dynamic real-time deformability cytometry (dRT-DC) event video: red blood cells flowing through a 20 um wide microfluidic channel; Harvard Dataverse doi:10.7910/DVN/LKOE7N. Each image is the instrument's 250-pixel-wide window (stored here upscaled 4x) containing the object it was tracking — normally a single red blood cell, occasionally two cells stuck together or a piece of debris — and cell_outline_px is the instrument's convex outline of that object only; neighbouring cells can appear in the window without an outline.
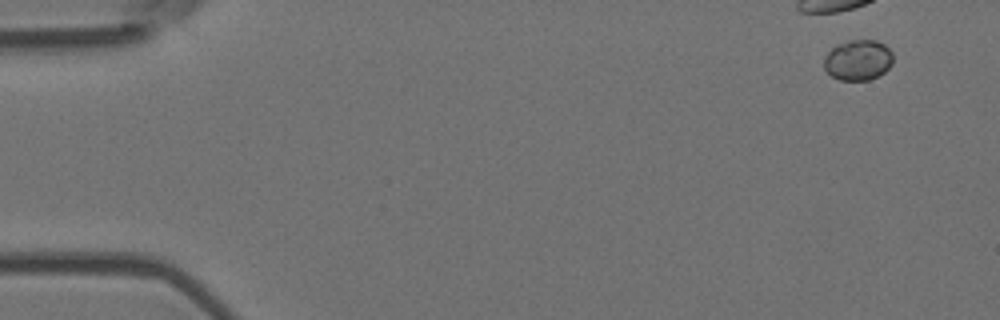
{"species": "Egyptian fruit bat (a non-hibernating species)", "species_latin": "Rousettus aegyptiacus", "temperature_condition": "room temperature", "stored_images_in_passage": 5, "camera_frame_rate_fps": 3000, "um_per_image_px": 0.085, "animal": {"sex": "female"}, "frame": {"image": 1, "passage_image": 1, "time_ms": 0.0, "image_size_px": [1000, 320], "cell_outline_px": [[892, 64], [884, 72], [868, 80], [840, 80], [832, 76], [824, 68], [824, 56], [832, 48], [848, 40], [876, 40], [884, 44], [892, 52]], "centroid_in_image_um": [72.93, 5.1], "position_along_channel_um": 12.1, "area_um2": 16.18}}